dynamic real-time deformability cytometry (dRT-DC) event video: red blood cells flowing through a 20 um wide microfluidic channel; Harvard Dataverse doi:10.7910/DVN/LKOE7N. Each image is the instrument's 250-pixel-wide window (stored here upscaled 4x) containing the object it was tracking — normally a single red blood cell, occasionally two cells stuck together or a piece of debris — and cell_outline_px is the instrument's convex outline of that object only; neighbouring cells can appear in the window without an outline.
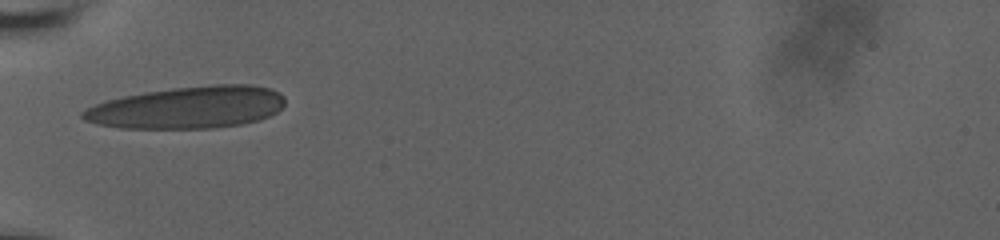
{"species": "human", "species_latin": "Homo sapiens", "temperature_condition": "room temperature", "stored_images_in_passage": 16, "camera_frame_rate_fps": 3000, "um_per_image_px": 0.085, "donor": {"sex": "male"}, "frame": {"image": 1, "passage_image": 1, "time_ms": 0.0, "image_size_px": [1000, 240], "cell_outline_px": [[284, 104], [276, 112], [260, 120], [240, 124], [212, 128], [120, 128], [100, 124], [84, 120], [80, 116], [80, 112], [96, 104], [108, 100], [124, 96], [172, 88], [212, 84], [252, 84], [272, 88], [280, 92], [284, 96]], "centroid_in_image_um": [16.01, 9.12], "position_along_channel_um": 69.0, "area_um2": 49.53}}
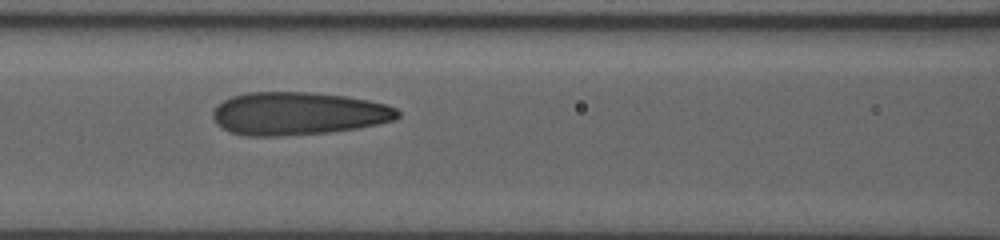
{"frame": {"image": 2, "passage_image": 9, "time_ms": 2.0, "image_size_px": [1000, 240], "cell_outline_px": [[400, 116], [396, 120], [356, 128], [328, 132], [280, 136], [244, 136], [228, 132], [216, 124], [212, 120], [212, 112], [224, 100], [232, 96], [248, 92], [312, 92], [348, 96], [368, 100], [384, 104], [396, 108], [400, 112]], "centroid_in_image_um": [25.32, 9.65], "position_along_channel_um": 141.3, "area_um2": 46.47}}
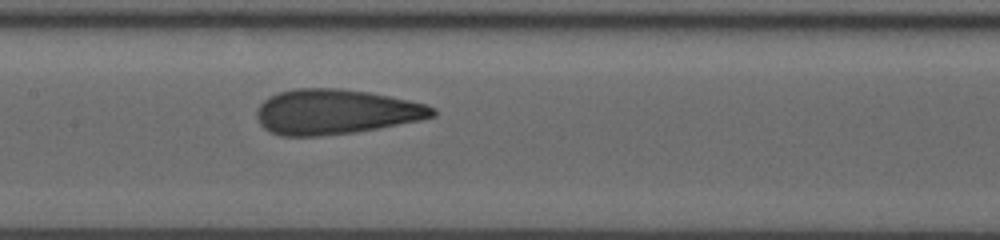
{"frame": {"image": 3, "passage_image": 14, "time_ms": 3.0, "image_size_px": [1000, 240], "cell_outline_px": [[436, 116], [420, 120], [376, 128], [352, 132], [320, 136], [280, 136], [268, 132], [260, 124], [256, 116], [256, 112], [260, 104], [268, 96], [280, 92], [296, 88], [336, 88], [368, 92], [408, 100], [424, 104], [436, 108]], "centroid_in_image_um": [28.48, 9.5], "position_along_channel_um": 178.9, "area_um2": 45.95}}